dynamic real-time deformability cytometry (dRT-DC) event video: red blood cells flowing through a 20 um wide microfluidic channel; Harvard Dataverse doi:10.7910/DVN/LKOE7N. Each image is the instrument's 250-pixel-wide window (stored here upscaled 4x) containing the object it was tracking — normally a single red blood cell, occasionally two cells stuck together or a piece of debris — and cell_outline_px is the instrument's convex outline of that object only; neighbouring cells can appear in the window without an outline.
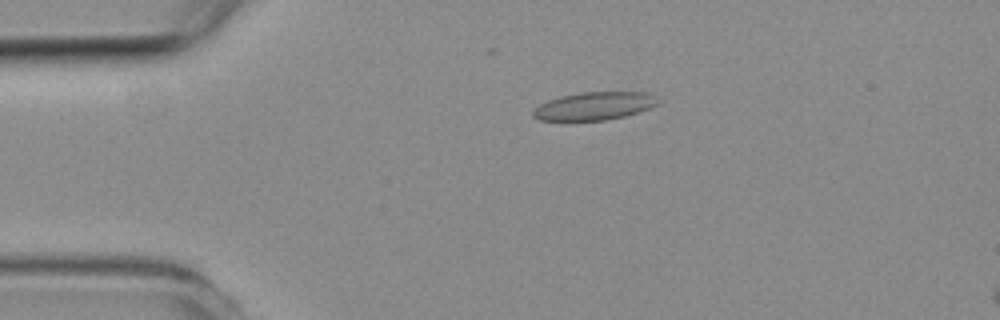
{"species": "common noctule bat (a hibernating species)", "species_latin": "Nyctalus noctula", "temperature_condition": "room temperature", "stored_images_in_passage": 6, "camera_frame_rate_fps": 3000, "um_per_image_px": 0.085, "animal": {"sex": "female", "body_mass_g": 19.3, "forearm_length_mm": 54.1}, "frame": {"image": 1, "passage_image": 4, "time_ms": 3.333, "image_size_px": [1000, 320], "cell_outline_px": [[656, 104], [648, 108], [624, 116], [604, 120], [540, 120], [532, 116], [532, 112], [540, 104], [548, 100], [560, 96], [584, 92], [648, 92], [652, 96]], "centroid_in_image_um": [50.44, 9.01], "position_along_channel_um": 34.6, "area_um2": 19.83}}